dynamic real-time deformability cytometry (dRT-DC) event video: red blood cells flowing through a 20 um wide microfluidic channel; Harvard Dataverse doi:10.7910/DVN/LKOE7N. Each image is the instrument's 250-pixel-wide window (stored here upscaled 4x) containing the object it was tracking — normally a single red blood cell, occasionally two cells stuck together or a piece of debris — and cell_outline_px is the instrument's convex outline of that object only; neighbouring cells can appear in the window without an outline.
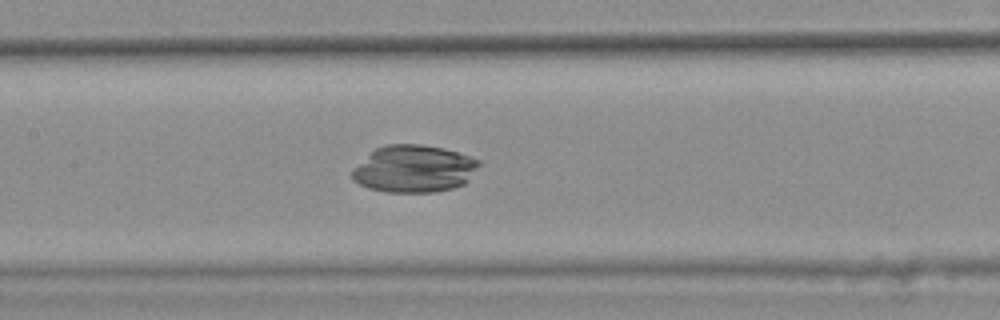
{"species": "common noctule bat (a hibernating species)", "species_latin": "Nyctalus noctula", "temperature_condition": "warm", "stored_images_in_passage": 43, "camera_frame_rate_fps": 3000, "um_per_image_px": 0.085, "animal": {"sex": "female", "body_mass_g": 25.1}, "frame": {"image": 1, "passage_image": 24, "time_ms": 7.667, "image_size_px": [1000, 320], "cell_outline_px": [[480, 164], [468, 180], [464, 184], [452, 188], [436, 192], [384, 192], [368, 188], [352, 180], [352, 168], [376, 148], [384, 144], [420, 144], [444, 148], [480, 160]], "centroid_in_image_um": [35.16, 14.35], "position_along_channel_um": 172.2, "area_um2": 34.97}}
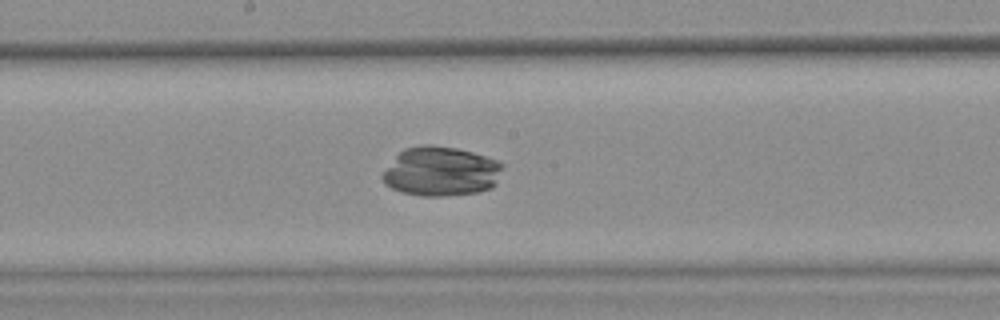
{"frame": {"image": 2, "passage_image": 27, "time_ms": 8.667, "image_size_px": [1000, 320], "cell_outline_px": [[504, 164], [496, 184], [492, 188], [476, 192], [444, 196], [420, 196], [400, 192], [384, 184], [380, 176], [396, 156], [404, 148], [420, 144], [428, 144], [456, 148], [472, 152], [496, 160]], "centroid_in_image_um": [37.46, 14.57], "position_along_channel_um": 210.7, "area_um2": 34.74}}